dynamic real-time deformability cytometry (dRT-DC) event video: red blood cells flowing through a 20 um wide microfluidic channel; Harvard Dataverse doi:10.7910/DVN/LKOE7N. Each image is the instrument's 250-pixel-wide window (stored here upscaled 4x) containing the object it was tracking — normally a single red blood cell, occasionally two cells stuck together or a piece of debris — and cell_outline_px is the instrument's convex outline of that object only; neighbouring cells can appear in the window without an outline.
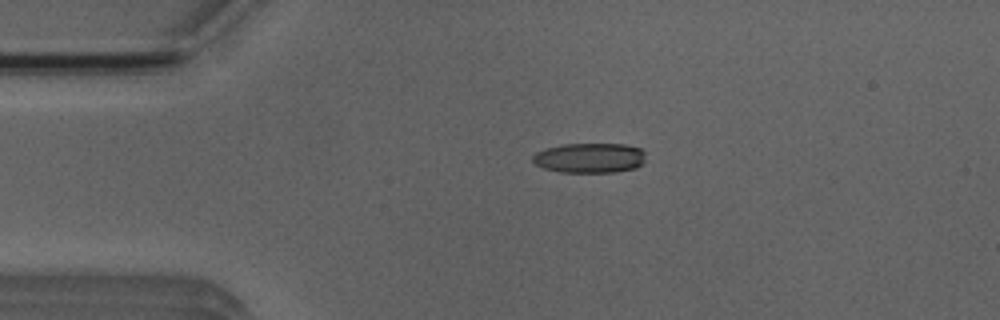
{"species": "Egyptian fruit bat (a non-hibernating species)", "species_latin": "Rousettus aegyptiacus", "temperature_condition": "room temperature", "stored_images_in_passage": 4, "camera_frame_rate_fps": 3000, "um_per_image_px": 0.085, "animal": {"sex": "male"}, "frame": {"image": 1, "passage_image": 4, "time_ms": 4.333, "image_size_px": [1000, 320], "cell_outline_px": [[644, 160], [636, 168], [612, 172], [560, 172], [544, 168], [536, 164], [532, 160], [532, 156], [536, 152], [544, 148], [564, 144], [624, 144], [640, 148], [644, 152]], "centroid_in_image_um": [50.09, 13.42], "position_along_channel_um": 34.9, "area_um2": 19.65}}